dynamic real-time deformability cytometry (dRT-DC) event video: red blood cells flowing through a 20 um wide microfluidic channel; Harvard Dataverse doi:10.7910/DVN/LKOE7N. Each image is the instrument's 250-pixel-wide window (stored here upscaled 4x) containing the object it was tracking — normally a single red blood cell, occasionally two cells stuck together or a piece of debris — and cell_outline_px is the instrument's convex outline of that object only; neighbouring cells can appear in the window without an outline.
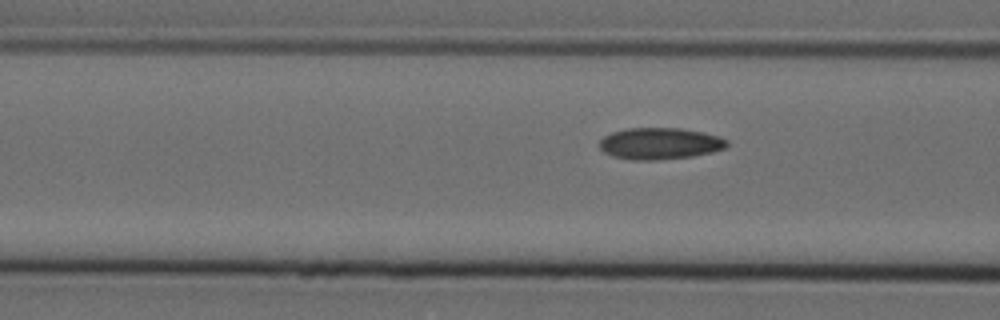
{"species": "Egyptian fruit bat (a non-hibernating species)", "species_latin": "Rousettus aegyptiacus", "temperature_condition": "cold", "stored_images_in_passage": 16, "camera_frame_rate_fps": 3000, "um_per_image_px": 0.085, "animal": {"sex": "female"}, "frame": {"image": 1, "passage_image": 7, "time_ms": 2.0, "image_size_px": [1000, 320], "cell_outline_px": [[728, 144], [724, 148], [712, 152], [692, 156], [656, 160], [632, 160], [612, 156], [604, 152], [600, 148], [600, 140], [604, 136], [612, 132], [628, 128], [680, 128], [704, 132], [720, 136], [728, 140]], "centroid_in_image_um": [56.1, 12.2], "position_along_channel_um": 110.5, "area_um2": 23.52}}
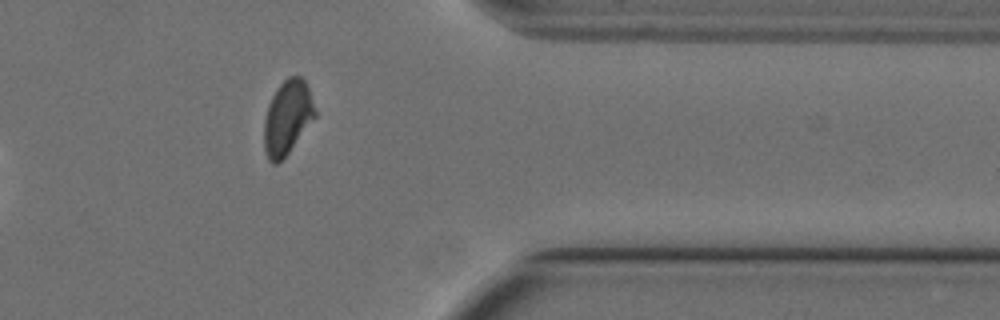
{"frame": {"image": 2, "passage_image": 14, "time_ms": 4.333, "image_size_px": [1000, 320], "cell_outline_px": [[316, 116], [288, 152], [276, 164], [272, 164], [268, 160], [264, 148], [264, 120], [268, 104], [276, 88], [288, 76], [300, 76], [308, 84], [316, 112]], "centroid_in_image_um": [24.42, 9.95], "position_along_channel_um": 387.0, "area_um2": 21.91}}
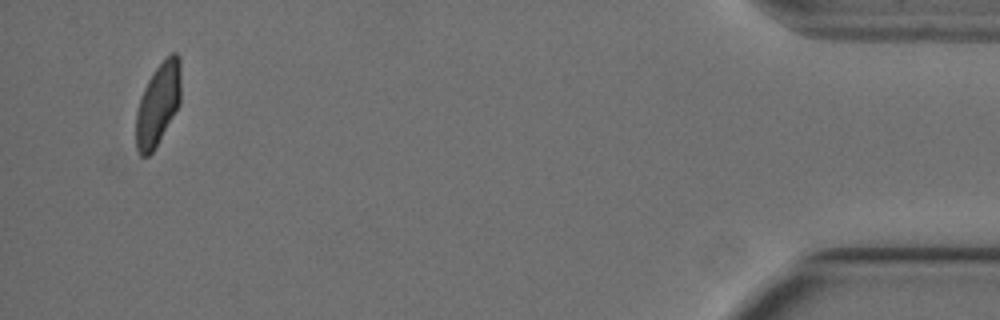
{"frame": {"image": 3, "passage_image": 16, "time_ms": 5.0, "image_size_px": [1000, 320], "cell_outline_px": [[180, 104], [152, 152], [148, 156], [140, 156], [136, 148], [136, 112], [144, 88], [148, 80], [156, 68], [172, 52], [176, 52], [180, 56]], "centroid_in_image_um": [13.43, 8.85], "position_along_channel_um": 421.8, "area_um2": 21.27}}